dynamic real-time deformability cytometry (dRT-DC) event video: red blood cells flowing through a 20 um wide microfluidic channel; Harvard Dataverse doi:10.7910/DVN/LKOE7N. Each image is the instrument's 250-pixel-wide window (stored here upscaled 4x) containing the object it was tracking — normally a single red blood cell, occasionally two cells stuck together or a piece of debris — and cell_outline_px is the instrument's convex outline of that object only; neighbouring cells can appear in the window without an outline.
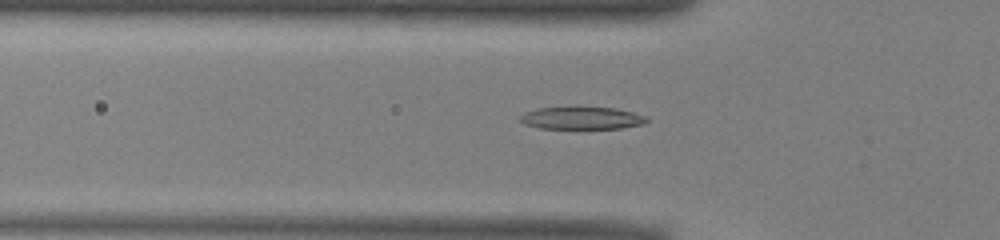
{"species": "common noctule bat (a hibernating species)", "species_latin": "Nyctalus noctula", "temperature_condition": "warm", "stored_images_in_passage": 46, "camera_frame_rate_fps": 3000, "um_per_image_px": 0.085, "animal": {"sex": "male", "body_mass_g": 13.0, "forearm_length_mm": 53.1}, "frame": {"image": 1, "passage_image": 17, "time_ms": 5.333, "image_size_px": [1000, 240], "cell_outline_px": [[648, 120], [644, 124], [620, 128], [540, 128], [524, 124], [520, 120], [520, 116], [524, 112], [536, 108], [576, 104], [580, 104], [616, 108], [648, 116]], "centroid_in_image_um": [49.43, 9.97], "position_along_channel_um": 76.4, "area_um2": 17.51}}
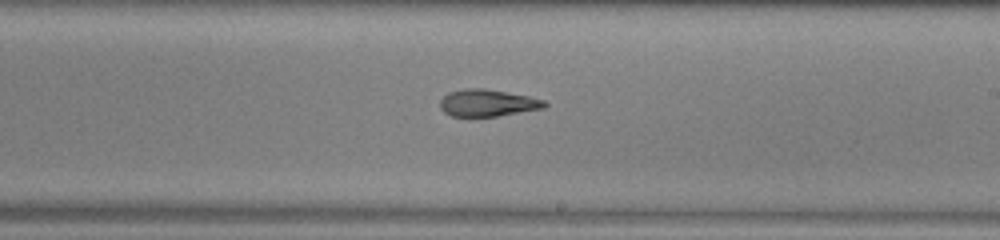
{"frame": {"image": 2, "passage_image": 30, "time_ms": 9.667, "image_size_px": [1000, 240], "cell_outline_px": [[548, 104], [544, 108], [496, 116], [452, 116], [444, 112], [440, 108], [440, 100], [448, 92], [464, 88], [484, 88], [528, 96], [544, 100]], "centroid_in_image_um": [41.42, 8.74], "position_along_channel_um": 247.6, "area_um2": 16.36}}
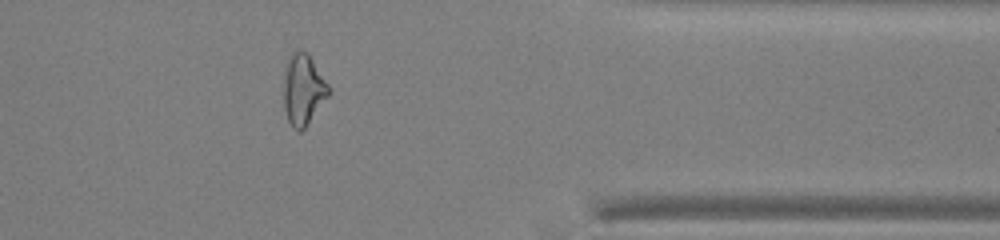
{"frame": {"image": 3, "passage_image": 42, "time_ms": 13.667, "image_size_px": [1000, 240], "cell_outline_px": [[332, 92], [304, 128], [300, 132], [296, 132], [292, 128], [288, 120], [284, 108], [284, 68], [288, 56], [296, 48], [300, 48], [308, 52], [332, 88]], "centroid_in_image_um": [25.78, 7.56], "position_along_channel_um": 385.6, "area_um2": 19.25}}